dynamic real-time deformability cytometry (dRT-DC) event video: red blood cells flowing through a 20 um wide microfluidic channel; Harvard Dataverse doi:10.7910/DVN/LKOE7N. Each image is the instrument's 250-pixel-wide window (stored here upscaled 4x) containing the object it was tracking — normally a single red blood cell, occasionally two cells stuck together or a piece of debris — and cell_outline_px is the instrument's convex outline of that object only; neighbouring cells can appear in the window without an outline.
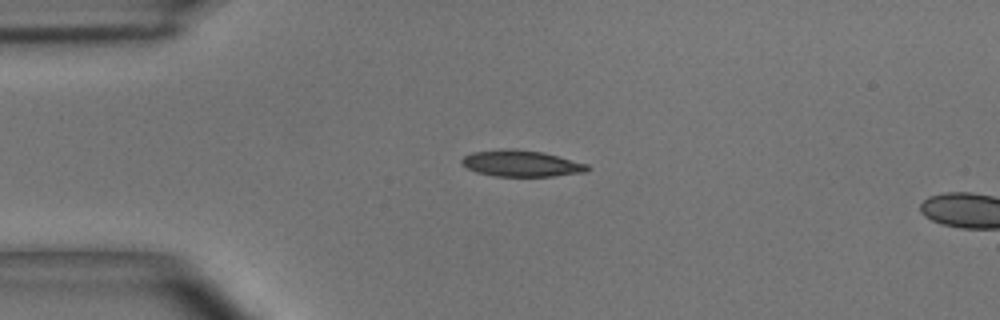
{"species": "common noctule bat (a hibernating species)", "species_latin": "Nyctalus noctula", "temperature_condition": "room temperature", "stored_images_in_passage": 3, "camera_frame_rate_fps": 3000, "um_per_image_px": 0.085, "animal": {"sex": "male", "body_mass_g": 15.6}, "frame": {"image": 1, "passage_image": 1, "time_ms": 0.0, "image_size_px": [1000, 320], "cell_outline_px": [[592, 168], [584, 172], [552, 176], [492, 176], [476, 172], [460, 164], [460, 160], [464, 156], [472, 152], [508, 148], [516, 148], [540, 152], [588, 164]], "centroid_in_image_um": [44.26, 13.89], "position_along_channel_um": 40.7, "area_um2": 19.25}}